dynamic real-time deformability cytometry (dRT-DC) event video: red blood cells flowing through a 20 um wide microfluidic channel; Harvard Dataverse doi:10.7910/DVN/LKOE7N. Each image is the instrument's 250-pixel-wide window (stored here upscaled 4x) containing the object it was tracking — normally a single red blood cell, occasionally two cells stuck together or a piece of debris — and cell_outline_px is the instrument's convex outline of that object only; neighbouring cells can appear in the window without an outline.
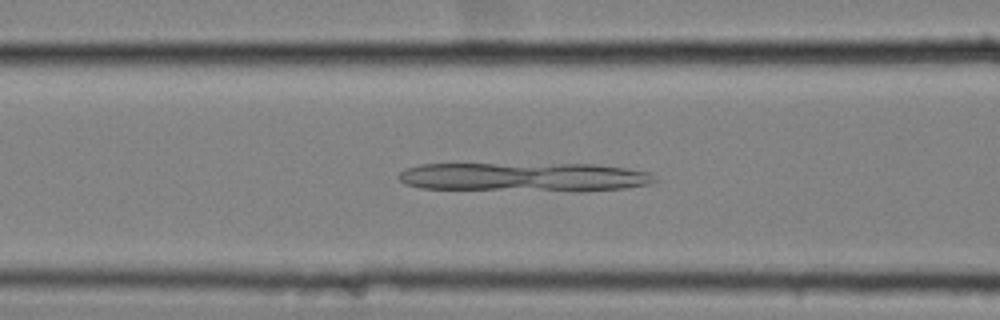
{"species": "common noctule bat (a hibernating species)", "species_latin": "Nyctalus noctula", "temperature_condition": "cold", "stored_images_in_passage": 48, "camera_frame_rate_fps": 3000, "um_per_image_px": 0.085, "animal": {"sex": "female", "body_mass_g": 25.1}, "frame": {"image": 1, "passage_image": 14, "time_ms": 4.333, "image_size_px": [1000, 320], "cell_outline_px": [[656, 180], [648, 184], [624, 188], [584, 192], [580, 192], [420, 188], [404, 184], [396, 176], [404, 168], [420, 164], [596, 164], [624, 168], [648, 172]], "centroid_in_image_um": [44.51, 15.06], "position_along_channel_um": 122.1, "area_um2": 43.87}}
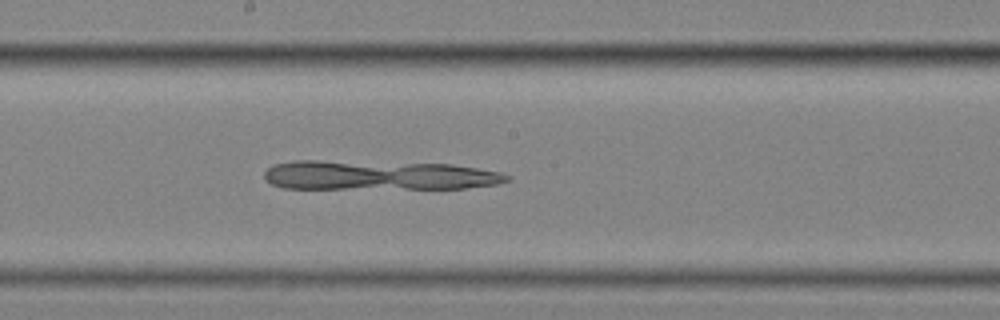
{"frame": {"image": 2, "passage_image": 22, "time_ms": 7.0, "image_size_px": [1000, 320], "cell_outline_px": [[512, 180], [496, 184], [468, 188], [284, 188], [272, 184], [264, 176], [264, 172], [268, 168], [276, 164], [296, 160], [316, 160], [452, 164], [500, 172], [512, 176]], "centroid_in_image_um": [32.21, 14.89], "position_along_channel_um": 216.0, "area_um2": 41.56}}
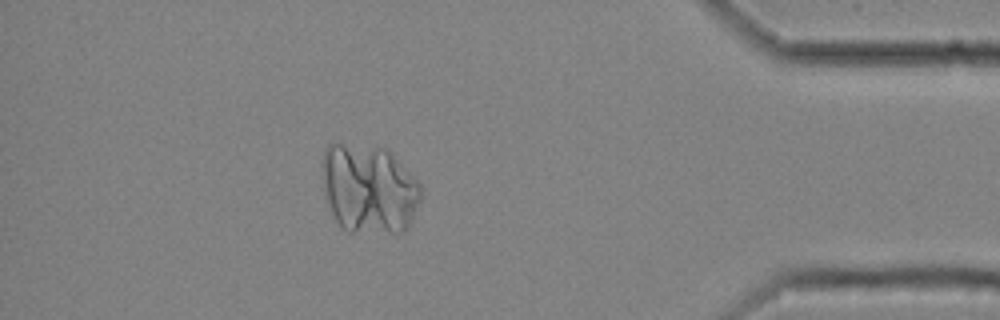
{"frame": {"image": 3, "passage_image": 41, "time_ms": 13.333, "image_size_px": [1000, 320], "cell_outline_px": [[420, 200], [408, 228], [404, 232], [348, 232], [340, 228], [328, 208], [324, 200], [320, 164], [324, 148], [328, 144], [340, 144], [388, 148], [420, 184]], "centroid_in_image_um": [31.29, 16.06], "position_along_channel_um": 403.9, "area_um2": 52.19}}